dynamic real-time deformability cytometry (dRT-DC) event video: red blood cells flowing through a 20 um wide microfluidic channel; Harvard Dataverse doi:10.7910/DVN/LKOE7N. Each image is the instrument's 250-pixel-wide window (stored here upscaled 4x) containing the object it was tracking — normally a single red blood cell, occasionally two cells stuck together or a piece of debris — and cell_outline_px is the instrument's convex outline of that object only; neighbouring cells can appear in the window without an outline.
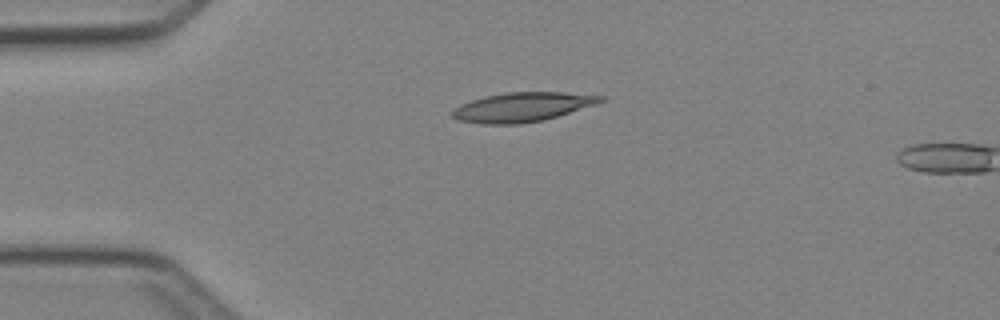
{"species": "Egyptian fruit bat (a non-hibernating species)", "species_latin": "Rousettus aegyptiacus", "temperature_condition": "cold", "stored_images_in_passage": 6, "camera_frame_rate_fps": 3000, "um_per_image_px": 0.085, "animal": {"sex": "female"}, "frame": {"image": 1, "passage_image": 6, "time_ms": 6.667, "image_size_px": [1000, 320], "cell_outline_px": [[608, 96], [604, 100], [596, 104], [544, 120], [520, 124], [484, 124], [456, 120], [452, 116], [452, 112], [460, 104], [484, 96], [508, 92], [564, 92]], "centroid_in_image_um": [44.41, 9.1], "position_along_channel_um": 40.6, "area_um2": 25.32}}